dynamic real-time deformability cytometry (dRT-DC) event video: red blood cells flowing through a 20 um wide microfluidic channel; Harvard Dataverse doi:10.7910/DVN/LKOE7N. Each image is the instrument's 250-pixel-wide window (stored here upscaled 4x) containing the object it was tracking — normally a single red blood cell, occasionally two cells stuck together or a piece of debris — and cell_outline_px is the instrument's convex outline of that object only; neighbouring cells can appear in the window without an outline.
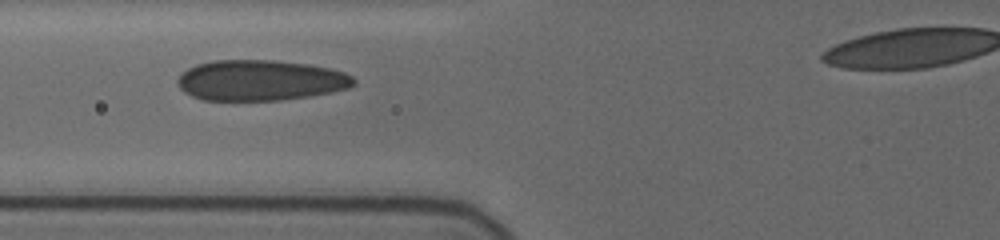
{"species": "human", "species_latin": "Homo sapiens", "temperature_condition": "cold", "stored_images_in_passage": 19, "camera_frame_rate_fps": 3000, "um_per_image_px": 0.085, "donor": {"sex": "female"}, "frame": {"image": 1, "passage_image": 4, "time_ms": 2.333, "image_size_px": [1000, 240], "cell_outline_px": [[356, 84], [348, 88], [308, 96], [280, 100], [204, 100], [192, 96], [184, 92], [176, 84], [176, 80], [180, 72], [196, 64], [212, 60], [276, 60], [308, 64], [328, 68], [344, 72], [352, 76], [356, 80]], "centroid_in_image_um": [22.08, 6.82], "position_along_channel_um": 103.7, "area_um2": 41.85}}
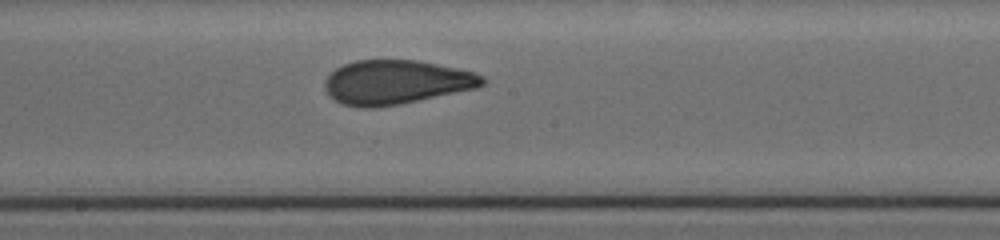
{"frame": {"image": 2, "passage_image": 8, "time_ms": 5.333, "image_size_px": [1000, 240], "cell_outline_px": [[484, 84], [476, 88], [400, 104], [376, 108], [360, 108], [340, 104], [328, 92], [324, 84], [324, 80], [336, 68], [344, 64], [356, 60], [416, 60], [476, 72], [484, 76]], "centroid_in_image_um": [33.66, 6.99], "position_along_channel_um": 214.5, "area_um2": 40.4}}
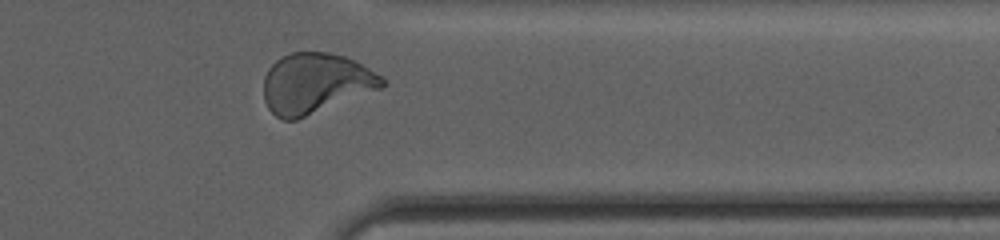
{"frame": {"image": 3, "passage_image": 17, "time_ms": 10.0, "image_size_px": [1000, 240], "cell_outline_px": [[388, 84], [380, 88], [296, 120], [284, 120], [276, 116], [268, 108], [264, 100], [264, 76], [268, 68], [276, 60], [292, 52], [328, 52], [344, 56], [384, 76]], "centroid_in_image_um": [26.81, 7.08], "position_along_channel_um": 384.6, "area_um2": 41.38}}